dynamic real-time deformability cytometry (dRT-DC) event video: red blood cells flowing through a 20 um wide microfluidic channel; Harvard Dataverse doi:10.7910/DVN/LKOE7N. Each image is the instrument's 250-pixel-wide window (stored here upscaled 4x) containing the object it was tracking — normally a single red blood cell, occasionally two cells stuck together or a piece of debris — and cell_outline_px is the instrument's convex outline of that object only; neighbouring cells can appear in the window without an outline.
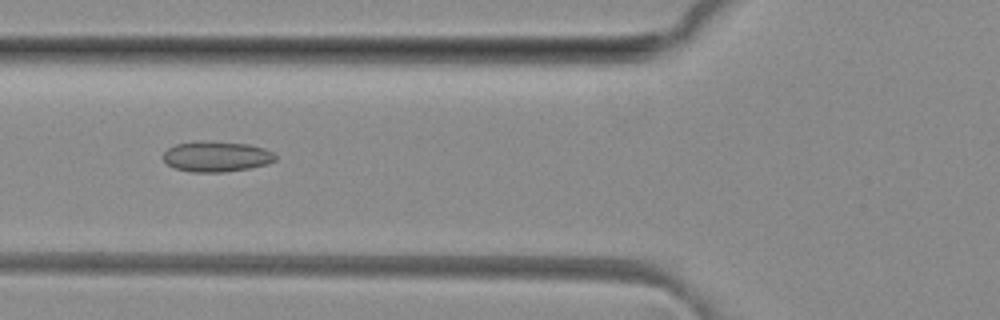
{"species": "common noctule bat (a hibernating species)", "species_latin": "Nyctalus noctula", "temperature_condition": "room temperature", "stored_images_in_passage": 36, "camera_frame_rate_fps": 3000, "um_per_image_px": 0.085, "animal": {"sex": "female", "body_mass_g": 29.2, "forearm_length_mm": 56.3}, "frame": {"image": 1, "passage_image": 5, "time_ms": 1.333, "image_size_px": [1000, 320], "cell_outline_px": [[276, 160], [268, 164], [248, 168], [224, 172], [192, 172], [176, 168], [168, 164], [164, 160], [164, 152], [168, 148], [176, 144], [200, 140], [208, 140], [248, 144], [264, 148], [272, 152], [276, 156]], "centroid_in_image_um": [18.41, 13.29], "position_along_channel_um": 107.4, "area_um2": 20.0}}
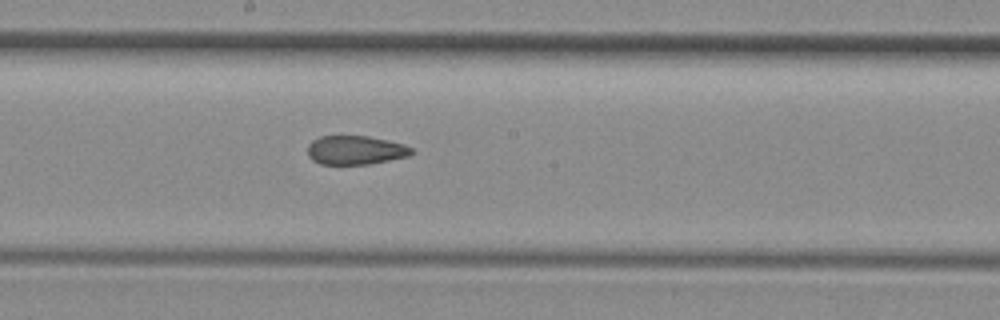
{"frame": {"image": 2, "passage_image": 13, "time_ms": 4.0, "image_size_px": [1000, 320], "cell_outline_px": [[412, 152], [408, 156], [368, 164], [320, 164], [312, 160], [308, 156], [308, 144], [312, 140], [320, 136], [368, 136], [388, 140], [404, 144], [412, 148]], "centroid_in_image_um": [30.18, 12.75], "position_along_channel_um": 218.0, "area_um2": 17.46}}
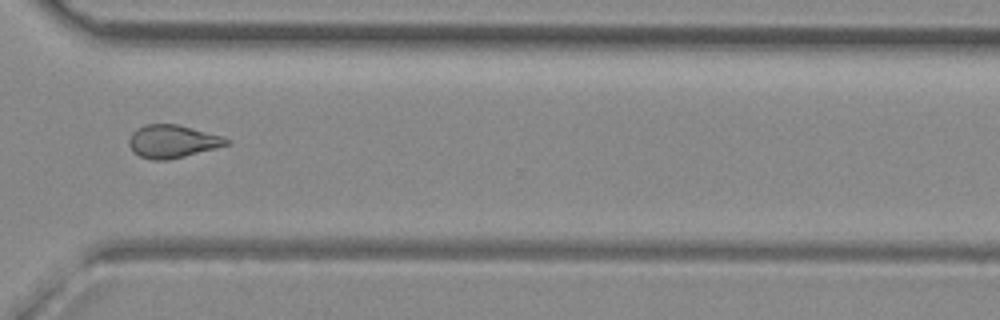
{"frame": {"image": 3, "passage_image": 23, "time_ms": 7.333, "image_size_px": [1000, 320], "cell_outline_px": [[232, 144], [168, 160], [152, 160], [140, 156], [128, 144], [128, 140], [132, 132], [148, 124], [176, 124], [224, 136]], "centroid_in_image_um": [14.69, 12.02], "position_along_channel_um": 355.9, "area_um2": 18.5}, "authors_computed_cell_mechanics": {"area_um2": 18.6405, "velocity_mm_per_s": 4.145, "shape_relaxation_time_tau1_ms": null, "shape_relaxation_time_tau2_ms": 2.2738, "deformation_change_tau1": null, "deformation_change_tau2": 0.0925}}